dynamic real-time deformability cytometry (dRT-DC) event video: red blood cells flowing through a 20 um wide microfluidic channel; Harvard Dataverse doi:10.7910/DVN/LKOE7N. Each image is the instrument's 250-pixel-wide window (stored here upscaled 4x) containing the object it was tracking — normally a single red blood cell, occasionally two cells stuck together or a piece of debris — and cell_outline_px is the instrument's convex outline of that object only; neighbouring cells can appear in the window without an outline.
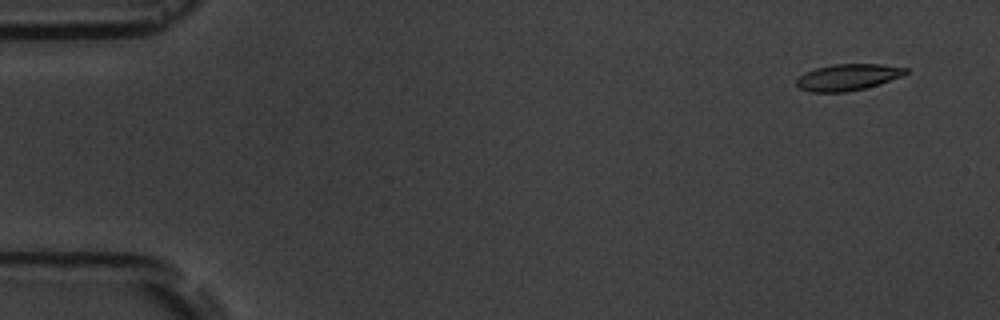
{"species": "common noctule bat (a hibernating species)", "species_latin": "Nyctalus noctula", "temperature_condition": "room temperature", "stored_images_in_passage": 4, "camera_frame_rate_fps": 3000, "um_per_image_px": 0.085, "animal": {"sex": "male", "body_mass_g": 19.5, "forearm_length_mm": 54.6}, "frame": {"image": 1, "passage_image": 1, "time_ms": 0.0, "image_size_px": [1000, 320], "cell_outline_px": [[908, 72], [904, 76], [880, 84], [848, 92], [812, 92], [800, 88], [796, 84], [796, 80], [804, 72], [816, 68], [832, 64], [880, 64], [908, 68]], "centroid_in_image_um": [72.09, 6.56], "position_along_channel_um": 12.9, "area_um2": 16.94}}
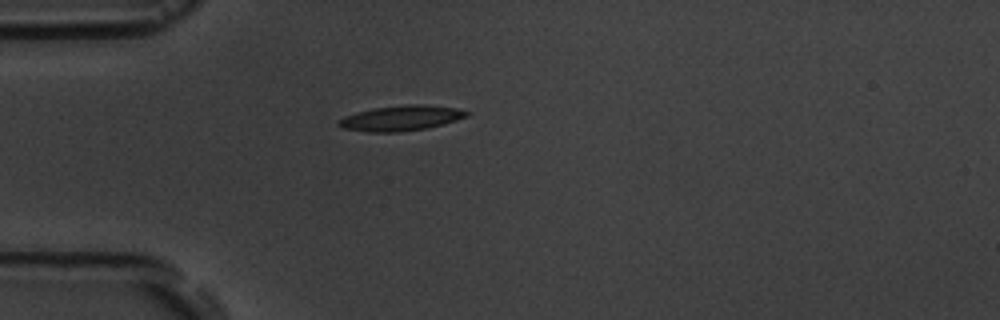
{"frame": {"image": 2, "passage_image": 4, "time_ms": 4.0, "image_size_px": [1000, 320], "cell_outline_px": [[472, 112], [468, 116], [444, 124], [428, 128], [400, 132], [368, 132], [344, 128], [336, 124], [344, 116], [356, 112], [376, 108], [404, 104], [424, 104], [456, 108]], "centroid_in_image_um": [34.13, 10.04], "position_along_channel_um": 50.9, "area_um2": 18.9}}